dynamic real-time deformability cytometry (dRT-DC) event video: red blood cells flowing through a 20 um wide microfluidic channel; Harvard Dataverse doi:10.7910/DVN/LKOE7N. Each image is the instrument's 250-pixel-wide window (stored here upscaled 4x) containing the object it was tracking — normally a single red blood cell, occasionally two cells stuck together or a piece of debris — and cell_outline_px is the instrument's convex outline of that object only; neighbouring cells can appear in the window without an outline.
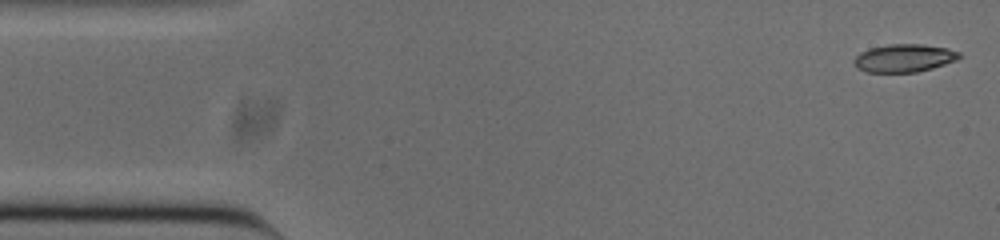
{"species": "common noctule bat (a hibernating species)", "species_latin": "Nyctalus noctula", "temperature_condition": "cold", "stored_images_in_passage": 52, "camera_frame_rate_fps": 3000, "um_per_image_px": 0.085, "animal": {"sex": "male", "body_mass_g": 20.0, "forearm_length_mm": 53.3}, "frame": {"image": 1, "passage_image": 1, "time_ms": 0.0, "image_size_px": [1000, 240], "cell_outline_px": [[964, 56], [956, 60], [932, 68], [916, 72], [868, 72], [856, 68], [852, 64], [852, 60], [860, 52], [868, 48], [888, 44], [920, 44], [948, 48], [960, 52]], "centroid_in_image_um": [76.82, 4.93], "position_along_channel_um": 8.2, "area_um2": 17.34}}
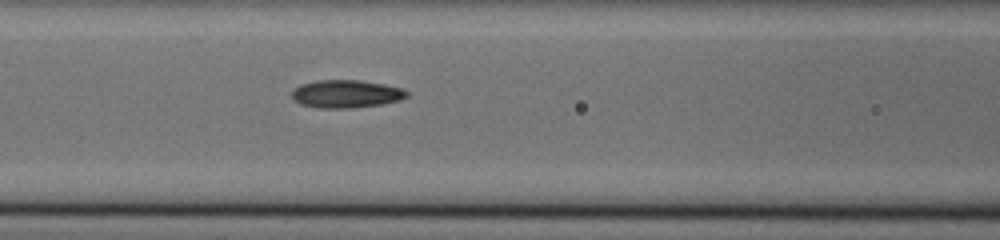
{"frame": {"image": 2, "passage_image": 20, "time_ms": 6.333, "image_size_px": [1000, 240], "cell_outline_px": [[408, 96], [400, 100], [380, 104], [352, 108], [316, 108], [300, 104], [292, 96], [292, 88], [300, 84], [316, 80], [360, 80], [384, 84], [404, 88], [408, 92]], "centroid_in_image_um": [29.41, 7.97], "position_along_channel_um": 137.2, "area_um2": 18.84}}
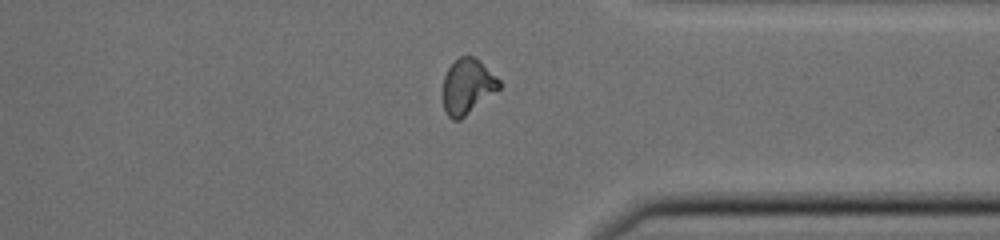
{"frame": {"image": 3, "passage_image": 39, "time_ms": 12.667, "image_size_px": [1000, 240], "cell_outline_px": [[500, 88], [460, 120], [452, 120], [448, 116], [444, 108], [444, 76], [448, 68], [460, 56], [472, 56], [480, 60], [500, 80]], "centroid_in_image_um": [39.74, 7.34], "position_along_channel_um": 371.7, "area_um2": 17.86}, "authors_computed_cell_mechanics": {"area_um2": 17.9758, "velocity_mm_per_s": 3.8187, "shape_relaxation_time_tau1_ms": 5.0018, "shape_relaxation_time_tau2_ms": 3.3666, "deformation_change_tau1": 0.1644, "deformation_change_tau2": 0.0901}}